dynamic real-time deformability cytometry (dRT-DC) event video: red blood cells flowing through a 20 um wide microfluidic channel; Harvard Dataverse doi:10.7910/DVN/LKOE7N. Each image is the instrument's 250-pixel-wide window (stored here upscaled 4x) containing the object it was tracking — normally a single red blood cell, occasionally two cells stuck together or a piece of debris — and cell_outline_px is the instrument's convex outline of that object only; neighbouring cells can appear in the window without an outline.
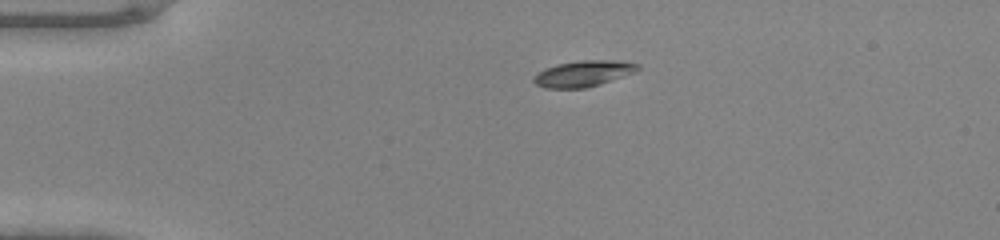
{"species": "common noctule bat (a hibernating species)", "species_latin": "Nyctalus noctula", "temperature_condition": "warm", "stored_images_in_passage": 39, "camera_frame_rate_fps": 3000, "um_per_image_px": 0.085, "animal": {"sex": "male", "body_mass_g": 20.0, "forearm_length_mm": 53.3}, "frame": {"image": 1, "passage_image": 1, "time_ms": 0.0, "image_size_px": [1000, 240], "cell_outline_px": [[640, 68], [636, 72], [600, 84], [584, 88], [544, 88], [536, 84], [532, 80], [544, 68], [560, 64], [580, 60], [616, 60], [640, 64]], "centroid_in_image_um": [49.63, 6.25], "position_along_channel_um": 35.4, "area_um2": 15.66}}
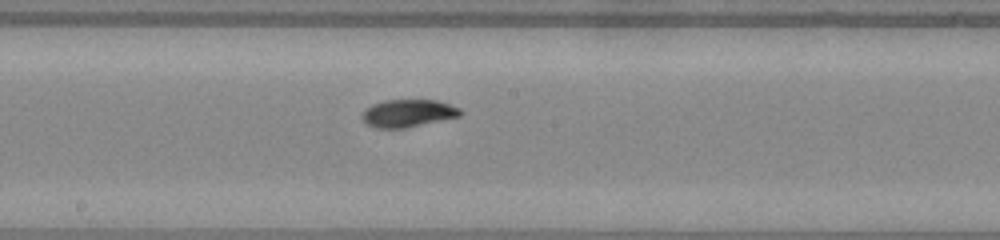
{"frame": {"image": 2, "passage_image": 17, "time_ms": 5.333, "image_size_px": [1000, 240], "cell_outline_px": [[464, 112], [460, 116], [404, 128], [376, 128], [364, 124], [360, 116], [372, 104], [384, 100], [436, 100], [460, 108]], "centroid_in_image_um": [34.66, 9.63], "position_along_channel_um": 213.5, "area_um2": 15.78}}
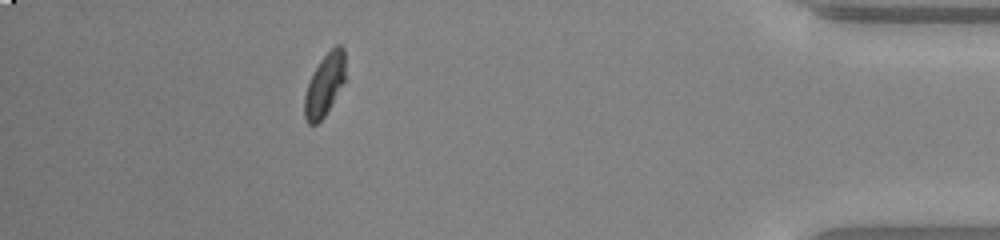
{"frame": {"image": 3, "passage_image": 34, "time_ms": 11.0, "image_size_px": [1000, 240], "cell_outline_px": [[344, 80], [324, 116], [316, 124], [308, 124], [304, 116], [304, 96], [312, 72], [320, 60], [336, 44], [340, 44], [344, 48]], "centroid_in_image_um": [27.56, 7.19], "position_along_channel_um": 407.6, "area_um2": 14.45}}